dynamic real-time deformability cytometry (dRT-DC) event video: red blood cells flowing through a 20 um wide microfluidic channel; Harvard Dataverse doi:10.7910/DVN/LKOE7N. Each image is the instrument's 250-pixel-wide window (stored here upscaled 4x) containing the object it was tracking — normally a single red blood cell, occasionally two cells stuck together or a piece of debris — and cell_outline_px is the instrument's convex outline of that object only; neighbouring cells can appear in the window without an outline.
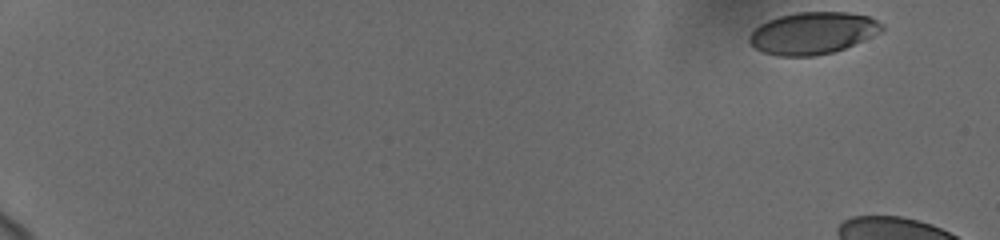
{"species": "human", "species_latin": "Homo sapiens", "temperature_condition": "cold", "stored_images_in_passage": 6, "camera_frame_rate_fps": 3000, "um_per_image_px": 0.085, "donor": {"sex": "female"}, "frame": {"image": 1, "passage_image": 1, "time_ms": 0.0, "image_size_px": [1000, 240], "cell_outline_px": [[884, 28], [880, 32], [864, 40], [844, 48], [832, 52], [812, 56], [776, 56], [764, 52], [756, 48], [748, 40], [748, 36], [760, 24], [768, 20], [780, 16], [796, 12], [848, 12], [868, 16], [884, 24]], "centroid_in_image_um": [69.09, 2.81], "position_along_channel_um": 15.9, "area_um2": 32.31}}